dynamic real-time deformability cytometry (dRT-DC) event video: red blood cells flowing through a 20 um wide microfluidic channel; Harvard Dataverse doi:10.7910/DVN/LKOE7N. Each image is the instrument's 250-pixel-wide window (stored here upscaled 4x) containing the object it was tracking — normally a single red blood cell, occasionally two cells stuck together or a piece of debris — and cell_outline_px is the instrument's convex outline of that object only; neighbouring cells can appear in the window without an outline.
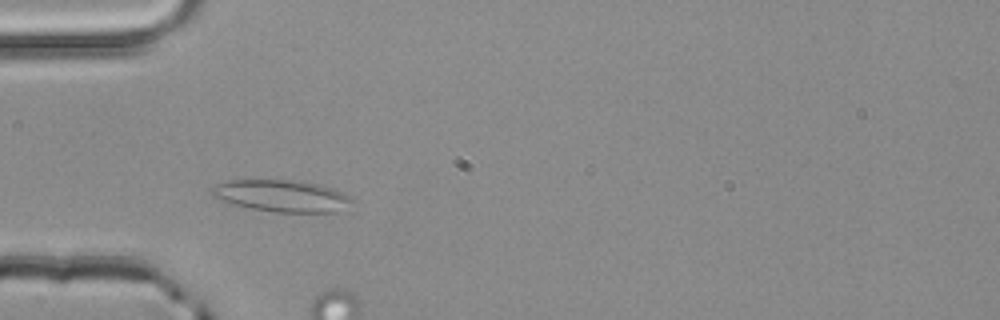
{"species": "common noctule bat (a hibernating species)", "species_latin": "Nyctalus noctula", "temperature_condition": "room temperature", "stored_images_in_passage": 3, "camera_frame_rate_fps": 3000, "um_per_image_px": 0.085, "animal": {"sex": "male", "body_mass_g": 20.4}, "frame": {"image": 1, "passage_image": 2, "time_ms": 0.333, "image_size_px": [1000, 320], "cell_outline_px": [[352, 200], [336, 212], [276, 212], [252, 208], [232, 204], [220, 200], [212, 196], [208, 192], [208, 188], [216, 184], [228, 180], [288, 180], [320, 184], [332, 188], [352, 196]], "centroid_in_image_um": [23.86, 16.64], "position_along_channel_um": 61.1, "area_um2": 25.95}}